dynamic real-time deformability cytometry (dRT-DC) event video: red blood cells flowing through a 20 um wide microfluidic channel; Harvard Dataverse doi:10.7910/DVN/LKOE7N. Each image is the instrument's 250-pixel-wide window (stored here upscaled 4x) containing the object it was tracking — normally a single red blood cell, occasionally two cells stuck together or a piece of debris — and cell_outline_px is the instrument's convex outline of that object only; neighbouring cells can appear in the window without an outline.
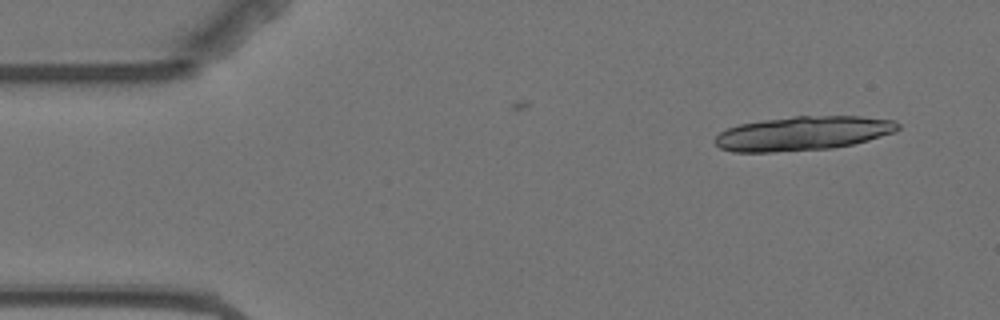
{"species": "Egyptian fruit bat (a non-hibernating species)", "species_latin": "Rousettus aegyptiacus", "temperature_condition": "warm", "stored_images_in_passage": 3, "camera_frame_rate_fps": 3000, "um_per_image_px": 0.085, "animal": {"sex": "female"}, "frame": {"image": 1, "passage_image": 3, "time_ms": 2.667, "image_size_px": [1000, 320], "cell_outline_px": [[900, 128], [896, 132], [868, 140], [852, 144], [832, 148], [772, 152], [732, 152], [720, 148], [716, 144], [716, 136], [720, 132], [728, 128], [740, 124], [764, 120], [792, 116], [860, 116], [892, 120], [900, 124]], "centroid_in_image_um": [68.27, 11.33], "position_along_channel_um": 16.7, "area_um2": 36.3}}